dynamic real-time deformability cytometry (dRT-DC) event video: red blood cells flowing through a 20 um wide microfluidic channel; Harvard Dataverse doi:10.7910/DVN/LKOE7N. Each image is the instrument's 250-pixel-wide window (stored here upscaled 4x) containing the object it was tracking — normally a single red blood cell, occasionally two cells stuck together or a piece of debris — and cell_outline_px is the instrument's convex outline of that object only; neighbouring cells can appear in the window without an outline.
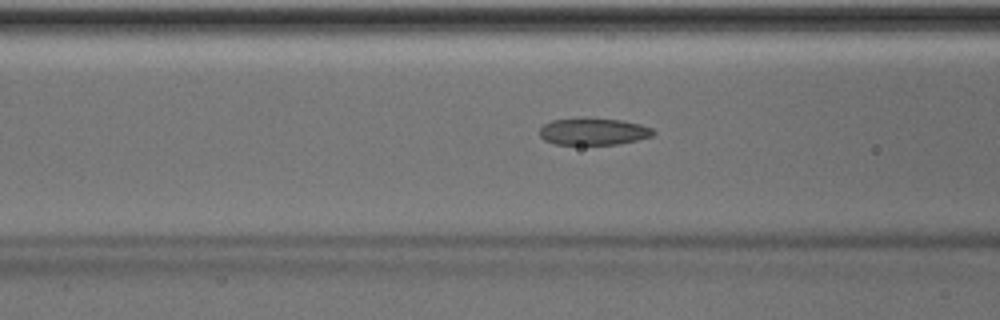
{"species": "Egyptian fruit bat (a non-hibernating species)", "species_latin": "Rousettus aegyptiacus", "temperature_condition": "room temperature", "stored_images_in_passage": 45, "camera_frame_rate_fps": 3000, "um_per_image_px": 0.085, "animal": {"sex": "male"}, "frame": {"image": 1, "passage_image": 14, "time_ms": 4.333, "image_size_px": [1000, 320], "cell_outline_px": [[656, 132], [652, 136], [636, 140], [616, 144], [556, 144], [544, 140], [540, 136], [540, 128], [544, 124], [552, 120], [624, 120], [640, 124], [652, 128]], "centroid_in_image_um": [50.47, 11.21], "position_along_channel_um": 116.1, "area_um2": 17.17}}
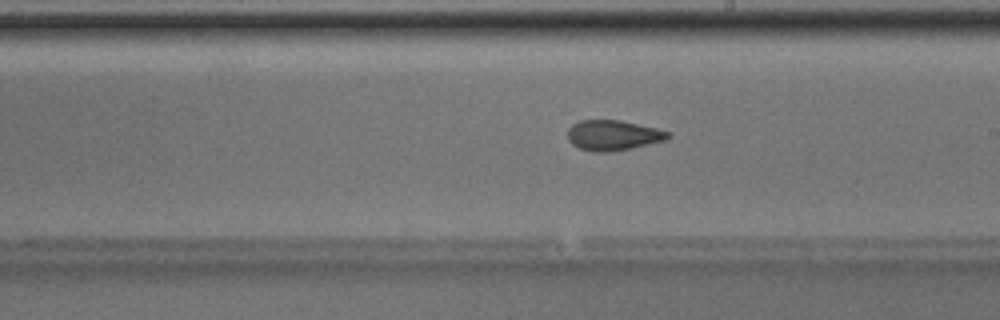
{"frame": {"image": 2, "passage_image": 23, "time_ms": 7.333, "image_size_px": [1000, 320], "cell_outline_px": [[672, 136], [664, 140], [632, 148], [608, 152], [592, 152], [580, 148], [572, 144], [568, 140], [568, 128], [572, 124], [580, 120], [620, 120], [656, 128], [672, 132]], "centroid_in_image_um": [52.11, 11.49], "position_along_channel_um": 236.9, "area_um2": 17.74}}
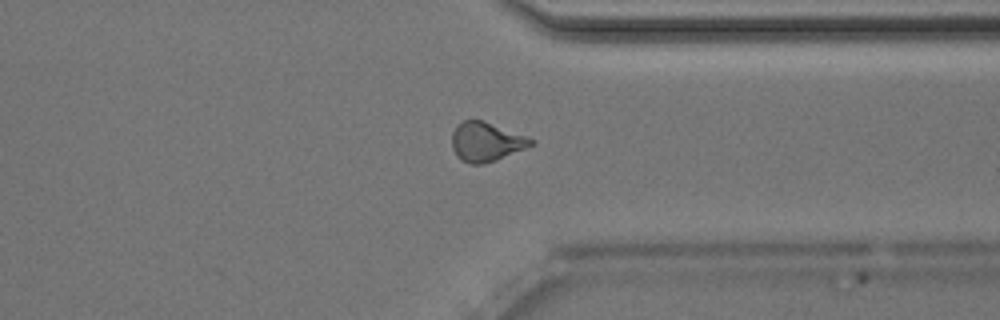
{"frame": {"image": 3, "passage_image": 33, "time_ms": 10.667, "image_size_px": [1000, 320], "cell_outline_px": [[536, 140], [532, 144], [524, 148], [496, 160], [484, 164], [472, 164], [460, 160], [456, 156], [452, 148], [452, 132], [456, 124], [464, 120], [484, 120], [528, 136]], "centroid_in_image_um": [41.3, 12.04], "position_along_channel_um": 370.1, "area_um2": 18.21}, "authors_computed_cell_mechanics": {"area_um2": 17.8602, "velocity_mm_per_s": 4.0248, "shape_relaxation_time_tau1_ms": null, "shape_relaxation_time_tau2_ms": 1.9629, "deformation_change_tau1": null, "deformation_change_tau2": 0.0892}}